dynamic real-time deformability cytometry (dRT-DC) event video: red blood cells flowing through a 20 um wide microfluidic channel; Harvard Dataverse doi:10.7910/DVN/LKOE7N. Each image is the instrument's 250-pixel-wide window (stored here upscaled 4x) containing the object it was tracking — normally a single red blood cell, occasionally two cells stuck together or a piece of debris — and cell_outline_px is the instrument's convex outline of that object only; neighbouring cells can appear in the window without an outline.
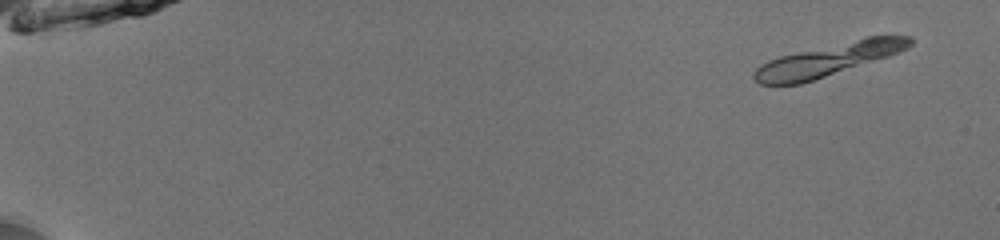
{"species": "common noctule bat (a hibernating species)", "species_latin": "Nyctalus noctula", "temperature_condition": "room temperature", "stored_images_in_passage": 19, "camera_frame_rate_fps": 3000, "um_per_image_px": 0.085, "animal": {"sex": "male", "body_mass_g": 13.0, "forearm_length_mm": 53.1}, "frame": {"image": 1, "passage_image": 4, "time_ms": 1.0, "image_size_px": [1000, 240], "cell_outline_px": [[912, 44], [908, 48], [888, 56], [800, 84], [760, 84], [752, 76], [752, 72], [760, 64], [768, 60], [780, 56], [868, 36], [912, 36]], "centroid_in_image_um": [70.39, 5.07], "position_along_channel_um": 14.6, "area_um2": 29.02}}